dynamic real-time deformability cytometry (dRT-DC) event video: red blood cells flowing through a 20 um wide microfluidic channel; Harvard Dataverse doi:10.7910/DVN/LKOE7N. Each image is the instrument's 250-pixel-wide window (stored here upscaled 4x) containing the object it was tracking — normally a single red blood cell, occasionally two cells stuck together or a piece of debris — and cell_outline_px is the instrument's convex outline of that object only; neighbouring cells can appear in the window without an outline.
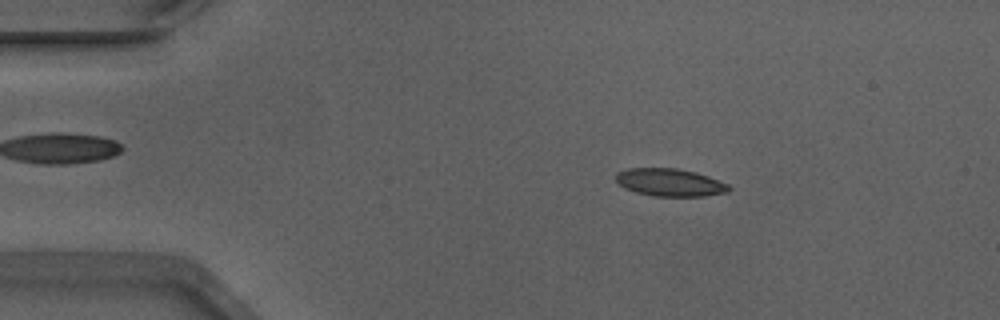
{"species": "Egyptian fruit bat (a non-hibernating species)", "species_latin": "Rousettus aegyptiacus", "temperature_condition": "warm", "stored_images_in_passage": 53, "camera_frame_rate_fps": 3000, "um_per_image_px": 0.085, "animal": {"sex": "male"}, "frame": {"image": 1, "passage_image": 9, "time_ms": 2.667, "image_size_px": [1000, 320], "cell_outline_px": [[732, 188], [728, 192], [704, 196], [652, 196], [636, 192], [624, 188], [616, 180], [616, 172], [628, 168], [676, 168], [696, 172], [708, 176], [728, 184]], "centroid_in_image_um": [56.94, 15.5], "position_along_channel_um": 28.1, "area_um2": 18.26}}
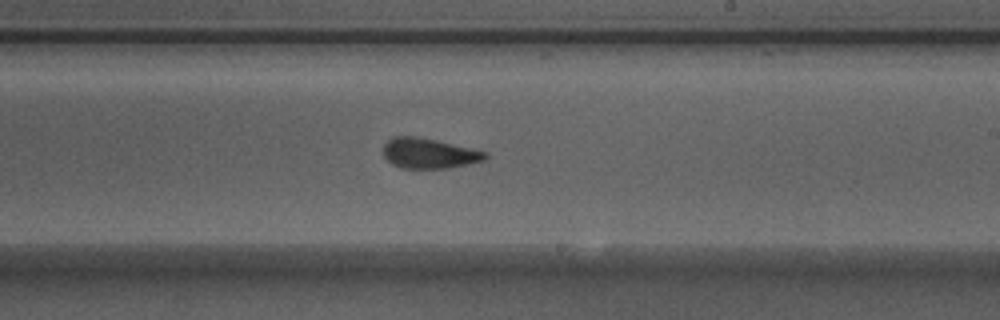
{"frame": {"image": 2, "passage_image": 31, "time_ms": 10.0, "image_size_px": [1000, 320], "cell_outline_px": [[488, 156], [484, 160], [468, 164], [448, 168], [400, 168], [392, 164], [384, 156], [384, 144], [392, 136], [416, 136], [436, 140], [488, 152]], "centroid_in_image_um": [36.46, 13.03], "position_along_channel_um": 252.5, "area_um2": 17.92}}
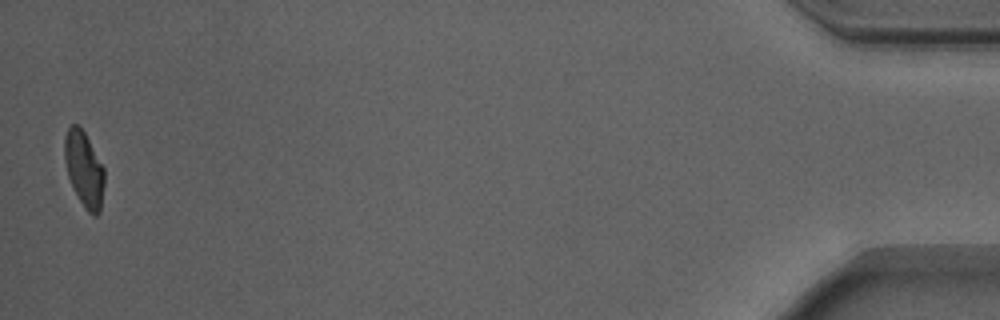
{"frame": {"image": 3, "passage_image": 52, "time_ms": 17.0, "image_size_px": [1000, 320], "cell_outline_px": [[104, 184], [100, 212], [96, 216], [92, 216], [84, 208], [68, 176], [64, 160], [64, 136], [68, 128], [72, 124], [76, 124], [84, 132], [104, 168]], "centroid_in_image_um": [7.14, 14.39], "position_along_channel_um": 428.1, "area_um2": 17.34}, "authors_computed_cell_mechanics": {"area_um2": 18.2648, "velocity_mm_per_s": 3.8803, "shape_relaxation_time_tau1_ms": 5.2942, "shape_relaxation_time_tau2_ms": 0.6097, "deformation_change_tau1": 0.141, "deformation_change_tau2": 0.0617}}